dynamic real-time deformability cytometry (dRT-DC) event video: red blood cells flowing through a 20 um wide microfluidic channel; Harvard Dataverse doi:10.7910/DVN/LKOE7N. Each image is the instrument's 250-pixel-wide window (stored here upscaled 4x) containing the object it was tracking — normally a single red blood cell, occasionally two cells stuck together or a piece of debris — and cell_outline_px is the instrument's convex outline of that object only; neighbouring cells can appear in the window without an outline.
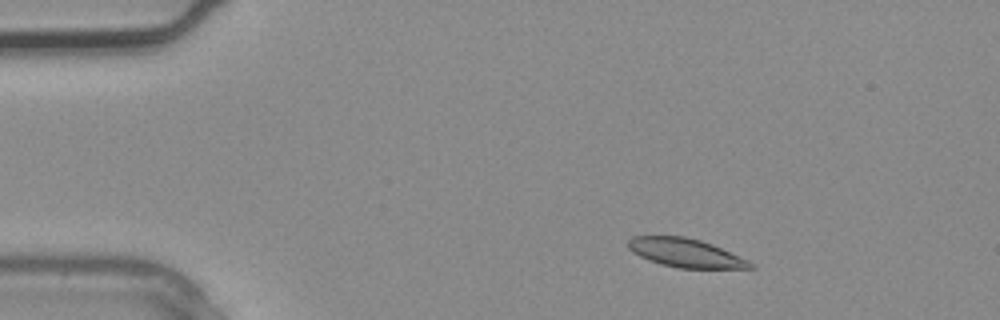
{"species": "common noctule bat (a hibernating species)", "species_latin": "Nyctalus noctula", "temperature_condition": "warm", "stored_images_in_passage": 2, "camera_frame_rate_fps": 3000, "um_per_image_px": 0.085, "animal": {"sex": "male", "body_mass_g": 20.4}, "frame": {"image": 1, "passage_image": 1, "time_ms": 0.0, "image_size_px": [1000, 320], "cell_outline_px": [[756, 268], [680, 268], [660, 264], [648, 260], [632, 252], [628, 248], [628, 240], [632, 236], [684, 236], [700, 240], [712, 244], [748, 260], [756, 264]], "centroid_in_image_um": [58.27, 21.49], "position_along_channel_um": 26.7, "area_um2": 20.4}}